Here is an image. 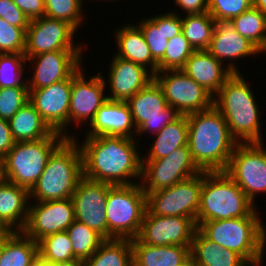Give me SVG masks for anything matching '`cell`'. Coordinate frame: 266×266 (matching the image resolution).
Masks as SVG:
<instances>
[{
  "mask_svg": "<svg viewBox=\"0 0 266 266\" xmlns=\"http://www.w3.org/2000/svg\"><path fill=\"white\" fill-rule=\"evenodd\" d=\"M84 138L80 146L84 177L113 186L141 182L142 155L137 139L114 135ZM135 177L140 181L133 182Z\"/></svg>",
  "mask_w": 266,
  "mask_h": 266,
  "instance_id": "obj_1",
  "label": "cell"
},
{
  "mask_svg": "<svg viewBox=\"0 0 266 266\" xmlns=\"http://www.w3.org/2000/svg\"><path fill=\"white\" fill-rule=\"evenodd\" d=\"M188 146L200 171H225L238 144L223 115L214 107L187 114Z\"/></svg>",
  "mask_w": 266,
  "mask_h": 266,
  "instance_id": "obj_2",
  "label": "cell"
},
{
  "mask_svg": "<svg viewBox=\"0 0 266 266\" xmlns=\"http://www.w3.org/2000/svg\"><path fill=\"white\" fill-rule=\"evenodd\" d=\"M248 82L233 73L213 98V106L223 115L230 134L238 143H262L260 110Z\"/></svg>",
  "mask_w": 266,
  "mask_h": 266,
  "instance_id": "obj_3",
  "label": "cell"
},
{
  "mask_svg": "<svg viewBox=\"0 0 266 266\" xmlns=\"http://www.w3.org/2000/svg\"><path fill=\"white\" fill-rule=\"evenodd\" d=\"M76 137L78 136L66 138L49 156L43 173L29 191L30 201L63 200L72 197L83 177V159L79 144L81 142Z\"/></svg>",
  "mask_w": 266,
  "mask_h": 266,
  "instance_id": "obj_4",
  "label": "cell"
},
{
  "mask_svg": "<svg viewBox=\"0 0 266 266\" xmlns=\"http://www.w3.org/2000/svg\"><path fill=\"white\" fill-rule=\"evenodd\" d=\"M258 207L248 216L200 223L197 229L209 240L233 250L251 266H262L266 249V226Z\"/></svg>",
  "mask_w": 266,
  "mask_h": 266,
  "instance_id": "obj_5",
  "label": "cell"
},
{
  "mask_svg": "<svg viewBox=\"0 0 266 266\" xmlns=\"http://www.w3.org/2000/svg\"><path fill=\"white\" fill-rule=\"evenodd\" d=\"M256 206L225 171H203L196 226L205 221L248 216Z\"/></svg>",
  "mask_w": 266,
  "mask_h": 266,
  "instance_id": "obj_6",
  "label": "cell"
},
{
  "mask_svg": "<svg viewBox=\"0 0 266 266\" xmlns=\"http://www.w3.org/2000/svg\"><path fill=\"white\" fill-rule=\"evenodd\" d=\"M146 209V194L141 183L110 185L105 214L107 240L136 238Z\"/></svg>",
  "mask_w": 266,
  "mask_h": 266,
  "instance_id": "obj_7",
  "label": "cell"
},
{
  "mask_svg": "<svg viewBox=\"0 0 266 266\" xmlns=\"http://www.w3.org/2000/svg\"><path fill=\"white\" fill-rule=\"evenodd\" d=\"M66 138L54 131L39 140L15 142L4 157L6 180L30 191L43 173L49 156Z\"/></svg>",
  "mask_w": 266,
  "mask_h": 266,
  "instance_id": "obj_8",
  "label": "cell"
},
{
  "mask_svg": "<svg viewBox=\"0 0 266 266\" xmlns=\"http://www.w3.org/2000/svg\"><path fill=\"white\" fill-rule=\"evenodd\" d=\"M225 172L257 207L256 195L266 193V147L264 143H238Z\"/></svg>",
  "mask_w": 266,
  "mask_h": 266,
  "instance_id": "obj_9",
  "label": "cell"
},
{
  "mask_svg": "<svg viewBox=\"0 0 266 266\" xmlns=\"http://www.w3.org/2000/svg\"><path fill=\"white\" fill-rule=\"evenodd\" d=\"M126 103L130 107L136 137L149 132L156 134L182 115L172 106H168L162 88L155 80L138 91Z\"/></svg>",
  "mask_w": 266,
  "mask_h": 266,
  "instance_id": "obj_10",
  "label": "cell"
},
{
  "mask_svg": "<svg viewBox=\"0 0 266 266\" xmlns=\"http://www.w3.org/2000/svg\"><path fill=\"white\" fill-rule=\"evenodd\" d=\"M203 171L166 189L146 195L147 210L158 216H182L196 223Z\"/></svg>",
  "mask_w": 266,
  "mask_h": 266,
  "instance_id": "obj_11",
  "label": "cell"
},
{
  "mask_svg": "<svg viewBox=\"0 0 266 266\" xmlns=\"http://www.w3.org/2000/svg\"><path fill=\"white\" fill-rule=\"evenodd\" d=\"M200 172L192 160L189 146L185 145L172 151L164 158L142 160L140 183L147 195L174 186Z\"/></svg>",
  "mask_w": 266,
  "mask_h": 266,
  "instance_id": "obj_12",
  "label": "cell"
},
{
  "mask_svg": "<svg viewBox=\"0 0 266 266\" xmlns=\"http://www.w3.org/2000/svg\"><path fill=\"white\" fill-rule=\"evenodd\" d=\"M154 80L162 88L168 106L187 115L213 106V96L194 79L180 70L157 72Z\"/></svg>",
  "mask_w": 266,
  "mask_h": 266,
  "instance_id": "obj_13",
  "label": "cell"
},
{
  "mask_svg": "<svg viewBox=\"0 0 266 266\" xmlns=\"http://www.w3.org/2000/svg\"><path fill=\"white\" fill-rule=\"evenodd\" d=\"M76 29L66 21L43 16L29 22L26 30L25 56L57 50H83L84 44L74 42Z\"/></svg>",
  "mask_w": 266,
  "mask_h": 266,
  "instance_id": "obj_14",
  "label": "cell"
},
{
  "mask_svg": "<svg viewBox=\"0 0 266 266\" xmlns=\"http://www.w3.org/2000/svg\"><path fill=\"white\" fill-rule=\"evenodd\" d=\"M71 86L72 75L50 86L29 90V102L40 113L42 119L53 131L67 138L76 135L68 132Z\"/></svg>",
  "mask_w": 266,
  "mask_h": 266,
  "instance_id": "obj_15",
  "label": "cell"
},
{
  "mask_svg": "<svg viewBox=\"0 0 266 266\" xmlns=\"http://www.w3.org/2000/svg\"><path fill=\"white\" fill-rule=\"evenodd\" d=\"M74 221L75 211L71 198L34 204L30 201L27 221L22 232L38 242L47 235L66 231Z\"/></svg>",
  "mask_w": 266,
  "mask_h": 266,
  "instance_id": "obj_16",
  "label": "cell"
},
{
  "mask_svg": "<svg viewBox=\"0 0 266 266\" xmlns=\"http://www.w3.org/2000/svg\"><path fill=\"white\" fill-rule=\"evenodd\" d=\"M196 223L188 217L158 216L147 209L136 237L151 246L178 245L191 247Z\"/></svg>",
  "mask_w": 266,
  "mask_h": 266,
  "instance_id": "obj_17",
  "label": "cell"
},
{
  "mask_svg": "<svg viewBox=\"0 0 266 266\" xmlns=\"http://www.w3.org/2000/svg\"><path fill=\"white\" fill-rule=\"evenodd\" d=\"M82 69L83 67L80 66L72 74L69 125H72V122L75 125L87 123V121L90 123L97 110L108 100L104 90L107 83L103 73L99 72L87 79Z\"/></svg>",
  "mask_w": 266,
  "mask_h": 266,
  "instance_id": "obj_18",
  "label": "cell"
},
{
  "mask_svg": "<svg viewBox=\"0 0 266 266\" xmlns=\"http://www.w3.org/2000/svg\"><path fill=\"white\" fill-rule=\"evenodd\" d=\"M82 50H57L35 56H26L31 70V79L27 77L29 90L40 89L69 78L81 65Z\"/></svg>",
  "mask_w": 266,
  "mask_h": 266,
  "instance_id": "obj_19",
  "label": "cell"
},
{
  "mask_svg": "<svg viewBox=\"0 0 266 266\" xmlns=\"http://www.w3.org/2000/svg\"><path fill=\"white\" fill-rule=\"evenodd\" d=\"M110 184L82 177L71 199L75 220L82 222L107 240L106 203Z\"/></svg>",
  "mask_w": 266,
  "mask_h": 266,
  "instance_id": "obj_20",
  "label": "cell"
},
{
  "mask_svg": "<svg viewBox=\"0 0 266 266\" xmlns=\"http://www.w3.org/2000/svg\"><path fill=\"white\" fill-rule=\"evenodd\" d=\"M217 60L226 62L232 73H240V69L234 60L239 58L256 56L260 50L245 37L241 36L235 29L231 20H216L211 43L207 49ZM230 62V63H229ZM237 65V66H236Z\"/></svg>",
  "mask_w": 266,
  "mask_h": 266,
  "instance_id": "obj_21",
  "label": "cell"
},
{
  "mask_svg": "<svg viewBox=\"0 0 266 266\" xmlns=\"http://www.w3.org/2000/svg\"><path fill=\"white\" fill-rule=\"evenodd\" d=\"M111 67V68H110ZM109 67V92L107 98L127 102L138 91L145 88L154 75L145 67L129 60L113 56Z\"/></svg>",
  "mask_w": 266,
  "mask_h": 266,
  "instance_id": "obj_22",
  "label": "cell"
},
{
  "mask_svg": "<svg viewBox=\"0 0 266 266\" xmlns=\"http://www.w3.org/2000/svg\"><path fill=\"white\" fill-rule=\"evenodd\" d=\"M87 126H90V129L85 132L86 137L114 135L136 139L130 107L124 101L108 99Z\"/></svg>",
  "mask_w": 266,
  "mask_h": 266,
  "instance_id": "obj_23",
  "label": "cell"
},
{
  "mask_svg": "<svg viewBox=\"0 0 266 266\" xmlns=\"http://www.w3.org/2000/svg\"><path fill=\"white\" fill-rule=\"evenodd\" d=\"M226 65L217 60L208 50L195 51L181 69L203 86L213 97L233 74Z\"/></svg>",
  "mask_w": 266,
  "mask_h": 266,
  "instance_id": "obj_24",
  "label": "cell"
},
{
  "mask_svg": "<svg viewBox=\"0 0 266 266\" xmlns=\"http://www.w3.org/2000/svg\"><path fill=\"white\" fill-rule=\"evenodd\" d=\"M180 15L173 9L168 13L143 18L136 24L141 29L152 57L157 62L164 56L168 40L182 31Z\"/></svg>",
  "mask_w": 266,
  "mask_h": 266,
  "instance_id": "obj_25",
  "label": "cell"
},
{
  "mask_svg": "<svg viewBox=\"0 0 266 266\" xmlns=\"http://www.w3.org/2000/svg\"><path fill=\"white\" fill-rule=\"evenodd\" d=\"M117 57L129 60L148 69L153 75L158 72V62L152 57L141 29L135 24H125L115 32Z\"/></svg>",
  "mask_w": 266,
  "mask_h": 266,
  "instance_id": "obj_26",
  "label": "cell"
},
{
  "mask_svg": "<svg viewBox=\"0 0 266 266\" xmlns=\"http://www.w3.org/2000/svg\"><path fill=\"white\" fill-rule=\"evenodd\" d=\"M133 266H184L190 257V247L151 246L131 239Z\"/></svg>",
  "mask_w": 266,
  "mask_h": 266,
  "instance_id": "obj_27",
  "label": "cell"
},
{
  "mask_svg": "<svg viewBox=\"0 0 266 266\" xmlns=\"http://www.w3.org/2000/svg\"><path fill=\"white\" fill-rule=\"evenodd\" d=\"M29 202V191L26 188L7 180L0 184V219L13 231L24 229Z\"/></svg>",
  "mask_w": 266,
  "mask_h": 266,
  "instance_id": "obj_28",
  "label": "cell"
},
{
  "mask_svg": "<svg viewBox=\"0 0 266 266\" xmlns=\"http://www.w3.org/2000/svg\"><path fill=\"white\" fill-rule=\"evenodd\" d=\"M190 257L196 266H251L235 251L207 239L198 229L193 236Z\"/></svg>",
  "mask_w": 266,
  "mask_h": 266,
  "instance_id": "obj_29",
  "label": "cell"
},
{
  "mask_svg": "<svg viewBox=\"0 0 266 266\" xmlns=\"http://www.w3.org/2000/svg\"><path fill=\"white\" fill-rule=\"evenodd\" d=\"M8 122L15 142L39 140L54 132L29 101Z\"/></svg>",
  "mask_w": 266,
  "mask_h": 266,
  "instance_id": "obj_30",
  "label": "cell"
},
{
  "mask_svg": "<svg viewBox=\"0 0 266 266\" xmlns=\"http://www.w3.org/2000/svg\"><path fill=\"white\" fill-rule=\"evenodd\" d=\"M155 136L152 146L148 149L142 160H157L171 154L179 147L188 145V119L181 115L175 121L167 124L160 132L151 134ZM147 155V157H146Z\"/></svg>",
  "mask_w": 266,
  "mask_h": 266,
  "instance_id": "obj_31",
  "label": "cell"
},
{
  "mask_svg": "<svg viewBox=\"0 0 266 266\" xmlns=\"http://www.w3.org/2000/svg\"><path fill=\"white\" fill-rule=\"evenodd\" d=\"M38 254V242L22 231H13L0 252V266H29Z\"/></svg>",
  "mask_w": 266,
  "mask_h": 266,
  "instance_id": "obj_32",
  "label": "cell"
},
{
  "mask_svg": "<svg viewBox=\"0 0 266 266\" xmlns=\"http://www.w3.org/2000/svg\"><path fill=\"white\" fill-rule=\"evenodd\" d=\"M85 262L87 266H133L131 239L105 240Z\"/></svg>",
  "mask_w": 266,
  "mask_h": 266,
  "instance_id": "obj_33",
  "label": "cell"
},
{
  "mask_svg": "<svg viewBox=\"0 0 266 266\" xmlns=\"http://www.w3.org/2000/svg\"><path fill=\"white\" fill-rule=\"evenodd\" d=\"M182 33L195 51L207 50L211 43L216 25L215 19L208 13L186 14L182 17Z\"/></svg>",
  "mask_w": 266,
  "mask_h": 266,
  "instance_id": "obj_34",
  "label": "cell"
},
{
  "mask_svg": "<svg viewBox=\"0 0 266 266\" xmlns=\"http://www.w3.org/2000/svg\"><path fill=\"white\" fill-rule=\"evenodd\" d=\"M234 29L262 53L266 52V14L256 8H250L233 17Z\"/></svg>",
  "mask_w": 266,
  "mask_h": 266,
  "instance_id": "obj_35",
  "label": "cell"
},
{
  "mask_svg": "<svg viewBox=\"0 0 266 266\" xmlns=\"http://www.w3.org/2000/svg\"><path fill=\"white\" fill-rule=\"evenodd\" d=\"M38 253L49 264L71 263L74 257L72 242L66 231L47 235L38 241Z\"/></svg>",
  "mask_w": 266,
  "mask_h": 266,
  "instance_id": "obj_36",
  "label": "cell"
},
{
  "mask_svg": "<svg viewBox=\"0 0 266 266\" xmlns=\"http://www.w3.org/2000/svg\"><path fill=\"white\" fill-rule=\"evenodd\" d=\"M72 242L74 257L77 260L90 258L105 239L82 222L75 220L66 230Z\"/></svg>",
  "mask_w": 266,
  "mask_h": 266,
  "instance_id": "obj_37",
  "label": "cell"
},
{
  "mask_svg": "<svg viewBox=\"0 0 266 266\" xmlns=\"http://www.w3.org/2000/svg\"><path fill=\"white\" fill-rule=\"evenodd\" d=\"M195 52L182 31L168 40L164 56L158 61V72L165 70H180Z\"/></svg>",
  "mask_w": 266,
  "mask_h": 266,
  "instance_id": "obj_38",
  "label": "cell"
},
{
  "mask_svg": "<svg viewBox=\"0 0 266 266\" xmlns=\"http://www.w3.org/2000/svg\"><path fill=\"white\" fill-rule=\"evenodd\" d=\"M83 5V0H44V16L66 21L78 32L83 19L85 20Z\"/></svg>",
  "mask_w": 266,
  "mask_h": 266,
  "instance_id": "obj_39",
  "label": "cell"
},
{
  "mask_svg": "<svg viewBox=\"0 0 266 266\" xmlns=\"http://www.w3.org/2000/svg\"><path fill=\"white\" fill-rule=\"evenodd\" d=\"M26 63L24 54H0V88L27 87V81L23 79Z\"/></svg>",
  "mask_w": 266,
  "mask_h": 266,
  "instance_id": "obj_40",
  "label": "cell"
},
{
  "mask_svg": "<svg viewBox=\"0 0 266 266\" xmlns=\"http://www.w3.org/2000/svg\"><path fill=\"white\" fill-rule=\"evenodd\" d=\"M0 18V54H24L26 49V30Z\"/></svg>",
  "mask_w": 266,
  "mask_h": 266,
  "instance_id": "obj_41",
  "label": "cell"
},
{
  "mask_svg": "<svg viewBox=\"0 0 266 266\" xmlns=\"http://www.w3.org/2000/svg\"><path fill=\"white\" fill-rule=\"evenodd\" d=\"M28 101V87L0 88V118L9 121Z\"/></svg>",
  "mask_w": 266,
  "mask_h": 266,
  "instance_id": "obj_42",
  "label": "cell"
},
{
  "mask_svg": "<svg viewBox=\"0 0 266 266\" xmlns=\"http://www.w3.org/2000/svg\"><path fill=\"white\" fill-rule=\"evenodd\" d=\"M254 8V0H209L208 13L216 20H231Z\"/></svg>",
  "mask_w": 266,
  "mask_h": 266,
  "instance_id": "obj_43",
  "label": "cell"
},
{
  "mask_svg": "<svg viewBox=\"0 0 266 266\" xmlns=\"http://www.w3.org/2000/svg\"><path fill=\"white\" fill-rule=\"evenodd\" d=\"M0 18L17 27H28L30 22L12 0H0Z\"/></svg>",
  "mask_w": 266,
  "mask_h": 266,
  "instance_id": "obj_44",
  "label": "cell"
},
{
  "mask_svg": "<svg viewBox=\"0 0 266 266\" xmlns=\"http://www.w3.org/2000/svg\"><path fill=\"white\" fill-rule=\"evenodd\" d=\"M31 21L45 14L44 0H12Z\"/></svg>",
  "mask_w": 266,
  "mask_h": 266,
  "instance_id": "obj_45",
  "label": "cell"
},
{
  "mask_svg": "<svg viewBox=\"0 0 266 266\" xmlns=\"http://www.w3.org/2000/svg\"><path fill=\"white\" fill-rule=\"evenodd\" d=\"M14 144L9 122L0 118V156L4 158Z\"/></svg>",
  "mask_w": 266,
  "mask_h": 266,
  "instance_id": "obj_46",
  "label": "cell"
},
{
  "mask_svg": "<svg viewBox=\"0 0 266 266\" xmlns=\"http://www.w3.org/2000/svg\"><path fill=\"white\" fill-rule=\"evenodd\" d=\"M178 9H183L185 14L203 13L208 12V1L209 0H174Z\"/></svg>",
  "mask_w": 266,
  "mask_h": 266,
  "instance_id": "obj_47",
  "label": "cell"
},
{
  "mask_svg": "<svg viewBox=\"0 0 266 266\" xmlns=\"http://www.w3.org/2000/svg\"><path fill=\"white\" fill-rule=\"evenodd\" d=\"M13 230L0 219V239H6Z\"/></svg>",
  "mask_w": 266,
  "mask_h": 266,
  "instance_id": "obj_48",
  "label": "cell"
},
{
  "mask_svg": "<svg viewBox=\"0 0 266 266\" xmlns=\"http://www.w3.org/2000/svg\"><path fill=\"white\" fill-rule=\"evenodd\" d=\"M49 263L38 253L29 266H47Z\"/></svg>",
  "mask_w": 266,
  "mask_h": 266,
  "instance_id": "obj_49",
  "label": "cell"
},
{
  "mask_svg": "<svg viewBox=\"0 0 266 266\" xmlns=\"http://www.w3.org/2000/svg\"><path fill=\"white\" fill-rule=\"evenodd\" d=\"M254 8L266 14V0H254Z\"/></svg>",
  "mask_w": 266,
  "mask_h": 266,
  "instance_id": "obj_50",
  "label": "cell"
},
{
  "mask_svg": "<svg viewBox=\"0 0 266 266\" xmlns=\"http://www.w3.org/2000/svg\"><path fill=\"white\" fill-rule=\"evenodd\" d=\"M58 266H87L85 260H76L71 263L58 264Z\"/></svg>",
  "mask_w": 266,
  "mask_h": 266,
  "instance_id": "obj_51",
  "label": "cell"
},
{
  "mask_svg": "<svg viewBox=\"0 0 266 266\" xmlns=\"http://www.w3.org/2000/svg\"><path fill=\"white\" fill-rule=\"evenodd\" d=\"M6 180L4 173V158L0 156V184Z\"/></svg>",
  "mask_w": 266,
  "mask_h": 266,
  "instance_id": "obj_52",
  "label": "cell"
},
{
  "mask_svg": "<svg viewBox=\"0 0 266 266\" xmlns=\"http://www.w3.org/2000/svg\"><path fill=\"white\" fill-rule=\"evenodd\" d=\"M184 266H196V264L192 260H190Z\"/></svg>",
  "mask_w": 266,
  "mask_h": 266,
  "instance_id": "obj_53",
  "label": "cell"
},
{
  "mask_svg": "<svg viewBox=\"0 0 266 266\" xmlns=\"http://www.w3.org/2000/svg\"><path fill=\"white\" fill-rule=\"evenodd\" d=\"M4 242H5V239H0V252L3 247Z\"/></svg>",
  "mask_w": 266,
  "mask_h": 266,
  "instance_id": "obj_54",
  "label": "cell"
},
{
  "mask_svg": "<svg viewBox=\"0 0 266 266\" xmlns=\"http://www.w3.org/2000/svg\"><path fill=\"white\" fill-rule=\"evenodd\" d=\"M47 266H58V265H55V264H48Z\"/></svg>",
  "mask_w": 266,
  "mask_h": 266,
  "instance_id": "obj_55",
  "label": "cell"
}]
</instances>
